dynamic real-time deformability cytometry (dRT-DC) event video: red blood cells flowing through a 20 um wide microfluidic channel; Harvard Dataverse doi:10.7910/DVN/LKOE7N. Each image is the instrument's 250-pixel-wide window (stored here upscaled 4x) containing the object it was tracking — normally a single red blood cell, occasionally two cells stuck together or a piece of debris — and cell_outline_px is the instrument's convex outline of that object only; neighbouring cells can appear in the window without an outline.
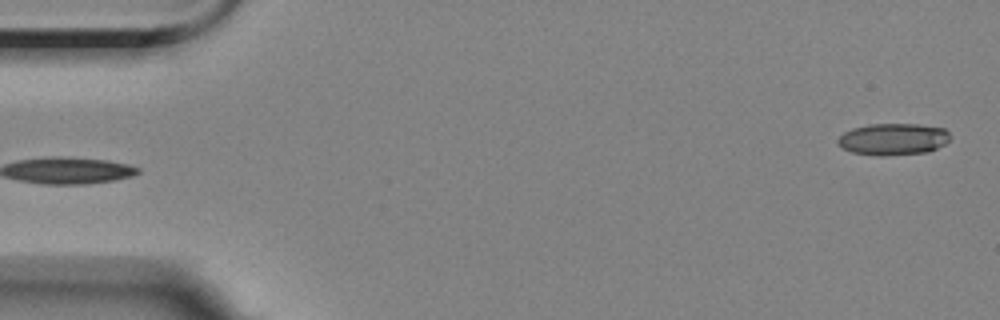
{"species": "Egyptian fruit bat (a non-hibernating species)", "species_latin": "Rousettus aegyptiacus", "temperature_condition": "room temperature", "stored_images_in_passage": 4, "camera_frame_rate_fps": 3000, "um_per_image_px": 0.085, "animal": {"sex": "female"}, "frame": {"image": 1, "passage_image": 4, "time_ms": 5.0, "image_size_px": [1000, 320], "cell_outline_px": [[952, 136], [944, 144], [928, 152], [884, 156], [880, 156], [852, 152], [840, 148], [836, 144], [836, 140], [844, 132], [852, 128], [868, 124], [920, 124], [944, 128]], "centroid_in_image_um": [75.89, 11.83], "position_along_channel_um": 9.1, "area_um2": 21.04}}